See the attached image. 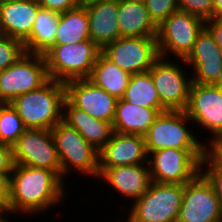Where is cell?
I'll return each instance as SVG.
<instances>
[{"instance_id": "6da1fadb", "label": "cell", "mask_w": 222, "mask_h": 222, "mask_svg": "<svg viewBox=\"0 0 222 222\" xmlns=\"http://www.w3.org/2000/svg\"><path fill=\"white\" fill-rule=\"evenodd\" d=\"M64 181L52 170L15 164L9 175L10 215L34 216L60 204L65 196Z\"/></svg>"}, {"instance_id": "7a4b0ae2", "label": "cell", "mask_w": 222, "mask_h": 222, "mask_svg": "<svg viewBox=\"0 0 222 222\" xmlns=\"http://www.w3.org/2000/svg\"><path fill=\"white\" fill-rule=\"evenodd\" d=\"M65 85L49 79L43 86L16 97V109L26 129L51 130L63 120Z\"/></svg>"}, {"instance_id": "3957f363", "label": "cell", "mask_w": 222, "mask_h": 222, "mask_svg": "<svg viewBox=\"0 0 222 222\" xmlns=\"http://www.w3.org/2000/svg\"><path fill=\"white\" fill-rule=\"evenodd\" d=\"M100 53L91 39L54 45L44 54L49 78L62 83L89 78Z\"/></svg>"}, {"instance_id": "277c9868", "label": "cell", "mask_w": 222, "mask_h": 222, "mask_svg": "<svg viewBox=\"0 0 222 222\" xmlns=\"http://www.w3.org/2000/svg\"><path fill=\"white\" fill-rule=\"evenodd\" d=\"M186 121L190 123L191 120L185 111L159 113L144 135L147 154L166 148L207 150V144L198 140Z\"/></svg>"}, {"instance_id": "5b68a950", "label": "cell", "mask_w": 222, "mask_h": 222, "mask_svg": "<svg viewBox=\"0 0 222 222\" xmlns=\"http://www.w3.org/2000/svg\"><path fill=\"white\" fill-rule=\"evenodd\" d=\"M50 131L60 158L62 180L73 170L98 178L99 151L63 120Z\"/></svg>"}, {"instance_id": "8992f818", "label": "cell", "mask_w": 222, "mask_h": 222, "mask_svg": "<svg viewBox=\"0 0 222 222\" xmlns=\"http://www.w3.org/2000/svg\"><path fill=\"white\" fill-rule=\"evenodd\" d=\"M184 185L151 181L147 191L132 202L126 222H176Z\"/></svg>"}, {"instance_id": "52a82bcc", "label": "cell", "mask_w": 222, "mask_h": 222, "mask_svg": "<svg viewBox=\"0 0 222 222\" xmlns=\"http://www.w3.org/2000/svg\"><path fill=\"white\" fill-rule=\"evenodd\" d=\"M206 150H180L166 148L148 155L151 181L181 184L191 181L201 172Z\"/></svg>"}, {"instance_id": "ba28073f", "label": "cell", "mask_w": 222, "mask_h": 222, "mask_svg": "<svg viewBox=\"0 0 222 222\" xmlns=\"http://www.w3.org/2000/svg\"><path fill=\"white\" fill-rule=\"evenodd\" d=\"M204 28L205 21L201 18L181 10L173 12L158 26L159 56L168 59L169 55H174L178 60L185 59Z\"/></svg>"}, {"instance_id": "9c48e42d", "label": "cell", "mask_w": 222, "mask_h": 222, "mask_svg": "<svg viewBox=\"0 0 222 222\" xmlns=\"http://www.w3.org/2000/svg\"><path fill=\"white\" fill-rule=\"evenodd\" d=\"M49 79L44 55L25 52L9 68L0 71V103H11Z\"/></svg>"}, {"instance_id": "30bf717a", "label": "cell", "mask_w": 222, "mask_h": 222, "mask_svg": "<svg viewBox=\"0 0 222 222\" xmlns=\"http://www.w3.org/2000/svg\"><path fill=\"white\" fill-rule=\"evenodd\" d=\"M101 53L130 75L148 71L160 57L156 37H120Z\"/></svg>"}, {"instance_id": "8fae6325", "label": "cell", "mask_w": 222, "mask_h": 222, "mask_svg": "<svg viewBox=\"0 0 222 222\" xmlns=\"http://www.w3.org/2000/svg\"><path fill=\"white\" fill-rule=\"evenodd\" d=\"M176 222H222V207L213 186L200 172L184 184Z\"/></svg>"}, {"instance_id": "7c38bea8", "label": "cell", "mask_w": 222, "mask_h": 222, "mask_svg": "<svg viewBox=\"0 0 222 222\" xmlns=\"http://www.w3.org/2000/svg\"><path fill=\"white\" fill-rule=\"evenodd\" d=\"M159 94L161 105L166 110L185 111L190 95L192 77L176 62L159 57L148 70ZM186 74V75H185Z\"/></svg>"}, {"instance_id": "4fadbf2b", "label": "cell", "mask_w": 222, "mask_h": 222, "mask_svg": "<svg viewBox=\"0 0 222 222\" xmlns=\"http://www.w3.org/2000/svg\"><path fill=\"white\" fill-rule=\"evenodd\" d=\"M185 112L191 123L196 122L212 133L208 144L222 139V84L192 82ZM215 135V136H214Z\"/></svg>"}, {"instance_id": "5bb4252c", "label": "cell", "mask_w": 222, "mask_h": 222, "mask_svg": "<svg viewBox=\"0 0 222 222\" xmlns=\"http://www.w3.org/2000/svg\"><path fill=\"white\" fill-rule=\"evenodd\" d=\"M15 164L46 168L61 178V163L50 130L26 129L13 145Z\"/></svg>"}, {"instance_id": "9a60e30c", "label": "cell", "mask_w": 222, "mask_h": 222, "mask_svg": "<svg viewBox=\"0 0 222 222\" xmlns=\"http://www.w3.org/2000/svg\"><path fill=\"white\" fill-rule=\"evenodd\" d=\"M180 61L194 68L193 83L222 84V51L206 28L197 36L190 54Z\"/></svg>"}, {"instance_id": "2e32d148", "label": "cell", "mask_w": 222, "mask_h": 222, "mask_svg": "<svg viewBox=\"0 0 222 222\" xmlns=\"http://www.w3.org/2000/svg\"><path fill=\"white\" fill-rule=\"evenodd\" d=\"M65 85V98L76 108L87 112L95 119L112 123L117 100L88 78L71 80Z\"/></svg>"}, {"instance_id": "e0dca14e", "label": "cell", "mask_w": 222, "mask_h": 222, "mask_svg": "<svg viewBox=\"0 0 222 222\" xmlns=\"http://www.w3.org/2000/svg\"><path fill=\"white\" fill-rule=\"evenodd\" d=\"M148 164L144 136L114 132L99 151V168Z\"/></svg>"}, {"instance_id": "ac0fdd59", "label": "cell", "mask_w": 222, "mask_h": 222, "mask_svg": "<svg viewBox=\"0 0 222 222\" xmlns=\"http://www.w3.org/2000/svg\"><path fill=\"white\" fill-rule=\"evenodd\" d=\"M135 164L111 168H99L98 178L105 179L114 190L126 199L136 201L148 189L151 183L148 164Z\"/></svg>"}, {"instance_id": "d6986e66", "label": "cell", "mask_w": 222, "mask_h": 222, "mask_svg": "<svg viewBox=\"0 0 222 222\" xmlns=\"http://www.w3.org/2000/svg\"><path fill=\"white\" fill-rule=\"evenodd\" d=\"M38 0L0 1V34L24 41L31 33Z\"/></svg>"}, {"instance_id": "ffe728a7", "label": "cell", "mask_w": 222, "mask_h": 222, "mask_svg": "<svg viewBox=\"0 0 222 222\" xmlns=\"http://www.w3.org/2000/svg\"><path fill=\"white\" fill-rule=\"evenodd\" d=\"M83 5L87 11L90 39L100 49L120 38L118 0H100Z\"/></svg>"}, {"instance_id": "44dd1931", "label": "cell", "mask_w": 222, "mask_h": 222, "mask_svg": "<svg viewBox=\"0 0 222 222\" xmlns=\"http://www.w3.org/2000/svg\"><path fill=\"white\" fill-rule=\"evenodd\" d=\"M63 121L76 129L97 151L105 146L114 133L112 123L93 118L73 106L66 98L63 104Z\"/></svg>"}, {"instance_id": "7402d4cb", "label": "cell", "mask_w": 222, "mask_h": 222, "mask_svg": "<svg viewBox=\"0 0 222 222\" xmlns=\"http://www.w3.org/2000/svg\"><path fill=\"white\" fill-rule=\"evenodd\" d=\"M118 23L120 37H157L158 26L145 3L118 0Z\"/></svg>"}, {"instance_id": "603a6c76", "label": "cell", "mask_w": 222, "mask_h": 222, "mask_svg": "<svg viewBox=\"0 0 222 222\" xmlns=\"http://www.w3.org/2000/svg\"><path fill=\"white\" fill-rule=\"evenodd\" d=\"M159 113L155 108L142 107L118 99L112 122L113 131L144 136Z\"/></svg>"}, {"instance_id": "cb8c5ba5", "label": "cell", "mask_w": 222, "mask_h": 222, "mask_svg": "<svg viewBox=\"0 0 222 222\" xmlns=\"http://www.w3.org/2000/svg\"><path fill=\"white\" fill-rule=\"evenodd\" d=\"M60 14L42 7L38 9L32 31L23 41L26 53L44 55L54 46Z\"/></svg>"}, {"instance_id": "d4e9b609", "label": "cell", "mask_w": 222, "mask_h": 222, "mask_svg": "<svg viewBox=\"0 0 222 222\" xmlns=\"http://www.w3.org/2000/svg\"><path fill=\"white\" fill-rule=\"evenodd\" d=\"M130 76L100 53L88 79L116 99H122Z\"/></svg>"}, {"instance_id": "484cf974", "label": "cell", "mask_w": 222, "mask_h": 222, "mask_svg": "<svg viewBox=\"0 0 222 222\" xmlns=\"http://www.w3.org/2000/svg\"><path fill=\"white\" fill-rule=\"evenodd\" d=\"M90 40L89 21L86 7H78L60 14L54 45L77 43Z\"/></svg>"}, {"instance_id": "4316f807", "label": "cell", "mask_w": 222, "mask_h": 222, "mask_svg": "<svg viewBox=\"0 0 222 222\" xmlns=\"http://www.w3.org/2000/svg\"><path fill=\"white\" fill-rule=\"evenodd\" d=\"M122 99L134 105L155 108L160 113L167 111L161 105L158 91L149 71L130 76Z\"/></svg>"}, {"instance_id": "83f0119b", "label": "cell", "mask_w": 222, "mask_h": 222, "mask_svg": "<svg viewBox=\"0 0 222 222\" xmlns=\"http://www.w3.org/2000/svg\"><path fill=\"white\" fill-rule=\"evenodd\" d=\"M26 130L11 103H0V144L13 146Z\"/></svg>"}, {"instance_id": "f1b7e54d", "label": "cell", "mask_w": 222, "mask_h": 222, "mask_svg": "<svg viewBox=\"0 0 222 222\" xmlns=\"http://www.w3.org/2000/svg\"><path fill=\"white\" fill-rule=\"evenodd\" d=\"M24 53L22 41L0 34V71L9 68Z\"/></svg>"}, {"instance_id": "f546056e", "label": "cell", "mask_w": 222, "mask_h": 222, "mask_svg": "<svg viewBox=\"0 0 222 222\" xmlns=\"http://www.w3.org/2000/svg\"><path fill=\"white\" fill-rule=\"evenodd\" d=\"M178 10L189 12L204 21L214 18V0H177Z\"/></svg>"}, {"instance_id": "4dcf8cb0", "label": "cell", "mask_w": 222, "mask_h": 222, "mask_svg": "<svg viewBox=\"0 0 222 222\" xmlns=\"http://www.w3.org/2000/svg\"><path fill=\"white\" fill-rule=\"evenodd\" d=\"M145 5L151 19L157 26L178 10L177 0H147Z\"/></svg>"}, {"instance_id": "1f68e13d", "label": "cell", "mask_w": 222, "mask_h": 222, "mask_svg": "<svg viewBox=\"0 0 222 222\" xmlns=\"http://www.w3.org/2000/svg\"><path fill=\"white\" fill-rule=\"evenodd\" d=\"M205 165L206 170L203 169ZM201 173L213 186L222 207V168L207 153L201 162Z\"/></svg>"}, {"instance_id": "d6a6232c", "label": "cell", "mask_w": 222, "mask_h": 222, "mask_svg": "<svg viewBox=\"0 0 222 222\" xmlns=\"http://www.w3.org/2000/svg\"><path fill=\"white\" fill-rule=\"evenodd\" d=\"M40 7L59 13L74 9L83 4L82 0H38Z\"/></svg>"}, {"instance_id": "836d02e7", "label": "cell", "mask_w": 222, "mask_h": 222, "mask_svg": "<svg viewBox=\"0 0 222 222\" xmlns=\"http://www.w3.org/2000/svg\"><path fill=\"white\" fill-rule=\"evenodd\" d=\"M14 166L13 146L0 144V173L10 175Z\"/></svg>"}, {"instance_id": "e575fe53", "label": "cell", "mask_w": 222, "mask_h": 222, "mask_svg": "<svg viewBox=\"0 0 222 222\" xmlns=\"http://www.w3.org/2000/svg\"><path fill=\"white\" fill-rule=\"evenodd\" d=\"M10 186L9 175L0 173V210L6 214L10 213Z\"/></svg>"}, {"instance_id": "d590c367", "label": "cell", "mask_w": 222, "mask_h": 222, "mask_svg": "<svg viewBox=\"0 0 222 222\" xmlns=\"http://www.w3.org/2000/svg\"><path fill=\"white\" fill-rule=\"evenodd\" d=\"M205 28L210 32L222 51V17L205 21Z\"/></svg>"}, {"instance_id": "8d00e7d4", "label": "cell", "mask_w": 222, "mask_h": 222, "mask_svg": "<svg viewBox=\"0 0 222 222\" xmlns=\"http://www.w3.org/2000/svg\"><path fill=\"white\" fill-rule=\"evenodd\" d=\"M206 153L222 168V139L209 143Z\"/></svg>"}, {"instance_id": "74e56055", "label": "cell", "mask_w": 222, "mask_h": 222, "mask_svg": "<svg viewBox=\"0 0 222 222\" xmlns=\"http://www.w3.org/2000/svg\"><path fill=\"white\" fill-rule=\"evenodd\" d=\"M222 17V0H214V18Z\"/></svg>"}, {"instance_id": "f35d334b", "label": "cell", "mask_w": 222, "mask_h": 222, "mask_svg": "<svg viewBox=\"0 0 222 222\" xmlns=\"http://www.w3.org/2000/svg\"><path fill=\"white\" fill-rule=\"evenodd\" d=\"M4 215L5 213L0 216V222H11V221H8L9 219L5 218Z\"/></svg>"}, {"instance_id": "ab89813d", "label": "cell", "mask_w": 222, "mask_h": 222, "mask_svg": "<svg viewBox=\"0 0 222 222\" xmlns=\"http://www.w3.org/2000/svg\"><path fill=\"white\" fill-rule=\"evenodd\" d=\"M83 3H89V2H95V1H100V0H82Z\"/></svg>"}, {"instance_id": "60d3db41", "label": "cell", "mask_w": 222, "mask_h": 222, "mask_svg": "<svg viewBox=\"0 0 222 222\" xmlns=\"http://www.w3.org/2000/svg\"><path fill=\"white\" fill-rule=\"evenodd\" d=\"M132 1L145 3L147 0H132Z\"/></svg>"}]
</instances>
